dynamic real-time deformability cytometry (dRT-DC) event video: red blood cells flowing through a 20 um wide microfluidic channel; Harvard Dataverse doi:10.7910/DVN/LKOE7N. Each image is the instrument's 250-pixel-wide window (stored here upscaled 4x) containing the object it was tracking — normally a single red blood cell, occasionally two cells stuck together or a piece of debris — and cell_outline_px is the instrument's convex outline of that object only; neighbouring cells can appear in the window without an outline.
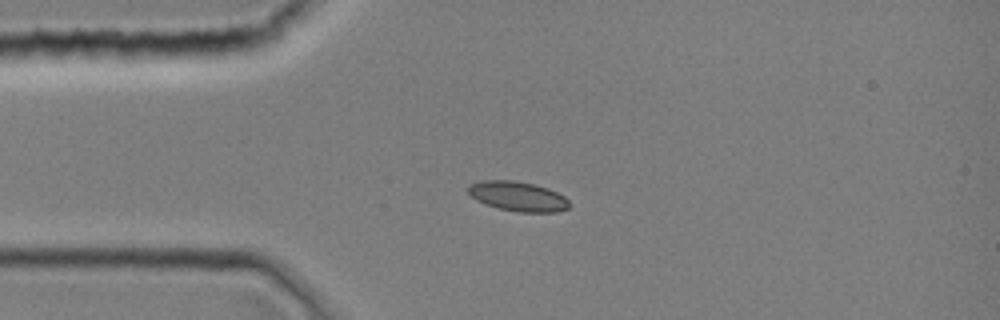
{"species": "common noctule bat (a hibernating species)", "species_latin": "Nyctalus noctula", "temperature_condition": "room temperature", "stored_images_in_passage": 1, "camera_frame_rate_fps": 3000, "um_per_image_px": 0.085, "animal": {"sex": "female", "body_mass_g": 19.0, "forearm_length_mm": 51.5}, "frame": {"image": 1, "passage_image": 1, "time_ms": 0.0, "image_size_px": [1000, 320], "cell_outline_px": [[568, 208], [556, 212], [516, 212], [500, 208], [476, 200], [468, 192], [468, 184], [480, 180], [512, 180], [532, 184], [548, 188], [564, 196], [568, 200]], "centroid_in_image_um": [44.0, 16.68], "position_along_channel_um": 41.0, "area_um2": 17.34}}